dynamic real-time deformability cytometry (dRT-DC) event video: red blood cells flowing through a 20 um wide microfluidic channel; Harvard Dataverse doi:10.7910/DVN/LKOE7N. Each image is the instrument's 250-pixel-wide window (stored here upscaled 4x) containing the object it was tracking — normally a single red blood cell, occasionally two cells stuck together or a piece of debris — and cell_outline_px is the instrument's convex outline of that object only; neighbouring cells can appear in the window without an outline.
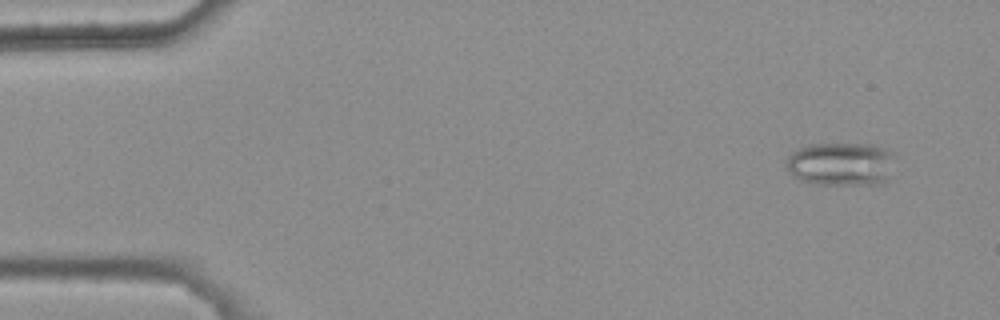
{"species": "common noctule bat (a hibernating species)", "species_latin": "Nyctalus noctula", "temperature_condition": "warm", "stored_images_in_passage": 6, "camera_frame_rate_fps": 3000, "um_per_image_px": 0.085, "animal": {"sex": "female", "body_mass_g": 25.1}, "frame": {"image": 1, "passage_image": 2, "time_ms": 0.333, "image_size_px": [1000, 320], "cell_outline_px": [[896, 152], [888, 180], [880, 184], [816, 184], [800, 180], [784, 164], [784, 160], [792, 152], [808, 144], [872, 144]], "centroid_in_image_um": [71.52, 13.93], "position_along_channel_um": 13.5, "area_um2": 27.74}}